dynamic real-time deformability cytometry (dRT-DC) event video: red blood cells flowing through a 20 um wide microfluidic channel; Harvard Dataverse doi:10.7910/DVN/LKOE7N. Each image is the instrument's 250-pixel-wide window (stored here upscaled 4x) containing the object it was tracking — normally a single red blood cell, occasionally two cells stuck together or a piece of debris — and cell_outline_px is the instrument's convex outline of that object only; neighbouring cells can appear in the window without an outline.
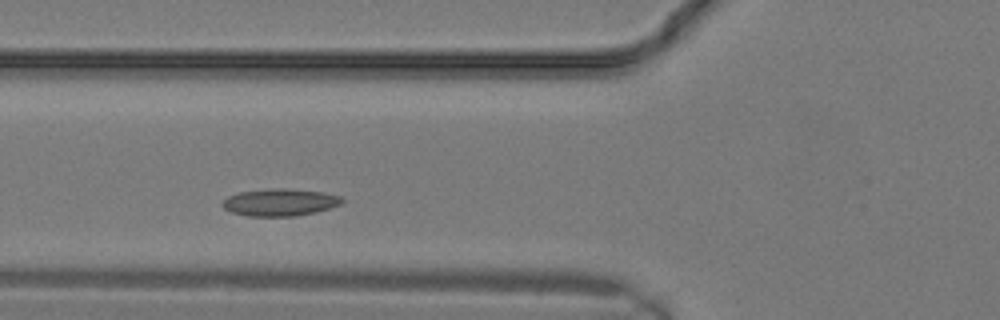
{"species": "common noctule bat (a hibernating species)", "species_latin": "Nyctalus noctula", "temperature_condition": "warm", "stored_images_in_passage": 8, "camera_frame_rate_fps": 3000, "um_per_image_px": 0.085, "animal": {"sex": "male", "body_mass_g": 19.2, "forearm_length_mm": 51.8}, "frame": {"image": 1, "passage_image": 5, "time_ms": 1.333, "image_size_px": [1000, 320], "cell_outline_px": [[344, 200], [340, 204], [316, 212], [296, 216], [248, 216], [232, 212], [224, 208], [220, 204], [228, 196], [240, 192], [272, 188], [284, 188], [320, 192], [340, 196]], "centroid_in_image_um": [23.76, 17.2], "position_along_channel_um": 102.0, "area_um2": 18.79}}
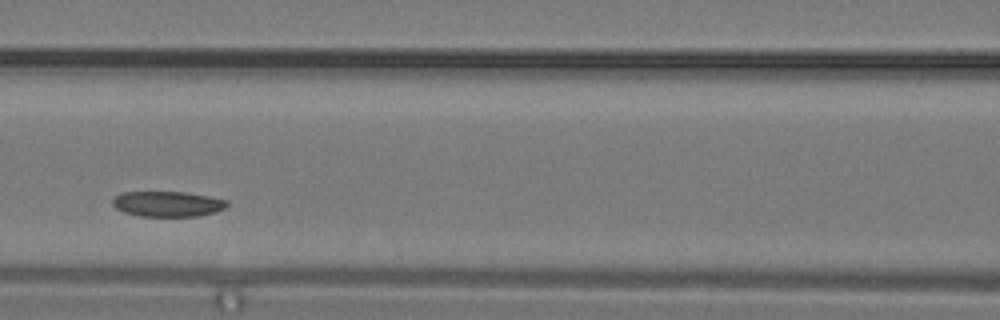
{"frame": {"image": 2, "passage_image": 7, "time_ms": 2.0, "image_size_px": [1000, 320], "cell_outline_px": [[228, 204], [224, 208], [216, 212], [200, 216], [140, 216], [124, 212], [116, 208], [112, 204], [112, 200], [120, 192], [184, 192], [208, 196], [228, 200]], "centroid_in_image_um": [14.25, 17.33], "position_along_channel_um": 152.4, "area_um2": 16.94}}